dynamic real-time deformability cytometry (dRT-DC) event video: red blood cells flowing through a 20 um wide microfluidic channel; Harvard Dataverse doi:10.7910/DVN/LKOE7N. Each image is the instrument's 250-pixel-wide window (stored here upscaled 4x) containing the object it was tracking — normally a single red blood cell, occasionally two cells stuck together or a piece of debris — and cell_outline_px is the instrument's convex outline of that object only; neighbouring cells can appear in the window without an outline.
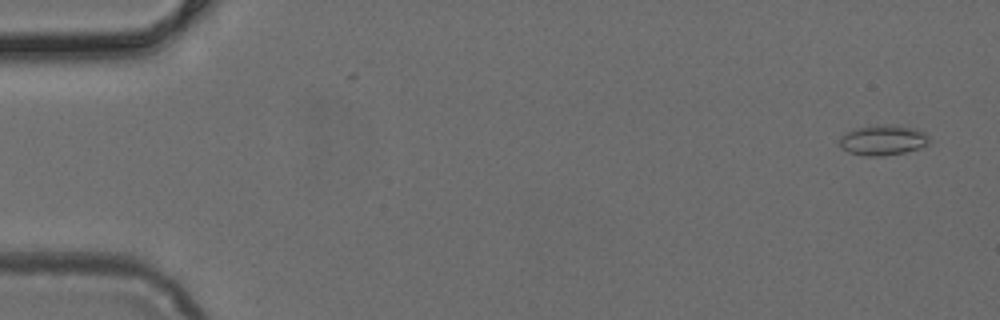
{"species": "common noctule bat (a hibernating species)", "species_latin": "Nyctalus noctula", "temperature_condition": "cold", "stored_images_in_passage": 5, "camera_frame_rate_fps": 3000, "um_per_image_px": 0.085, "animal": {"sex": "female", "body_mass_g": 24.6, "forearm_length_mm": 56.2}, "frame": {"image": 1, "passage_image": 1, "time_ms": 0.0, "image_size_px": [1000, 320], "cell_outline_px": [[928, 144], [904, 152], [884, 156], [864, 156], [848, 152], [840, 148], [840, 136], [856, 128], [876, 124], [892, 124], [912, 128], [924, 132], [928, 136]], "centroid_in_image_um": [75.0, 11.9], "position_along_channel_um": 10.0, "area_um2": 15.78}}
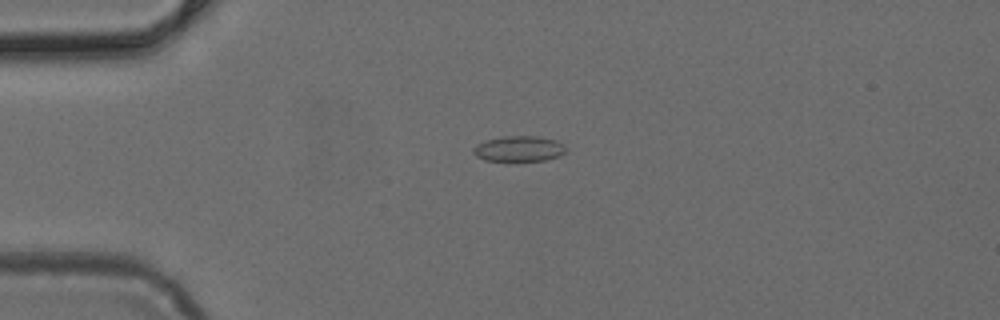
{"frame": {"image": 2, "passage_image": 4, "time_ms": 1.0, "image_size_px": [1000, 320], "cell_outline_px": [[568, 148], [560, 156], [544, 160], [484, 160], [476, 156], [472, 152], [472, 148], [476, 144], [484, 140], [504, 136], [536, 136], [556, 140], [564, 144]], "centroid_in_image_um": [44.1, 12.63], "position_along_channel_um": 40.9, "area_um2": 13.81}}